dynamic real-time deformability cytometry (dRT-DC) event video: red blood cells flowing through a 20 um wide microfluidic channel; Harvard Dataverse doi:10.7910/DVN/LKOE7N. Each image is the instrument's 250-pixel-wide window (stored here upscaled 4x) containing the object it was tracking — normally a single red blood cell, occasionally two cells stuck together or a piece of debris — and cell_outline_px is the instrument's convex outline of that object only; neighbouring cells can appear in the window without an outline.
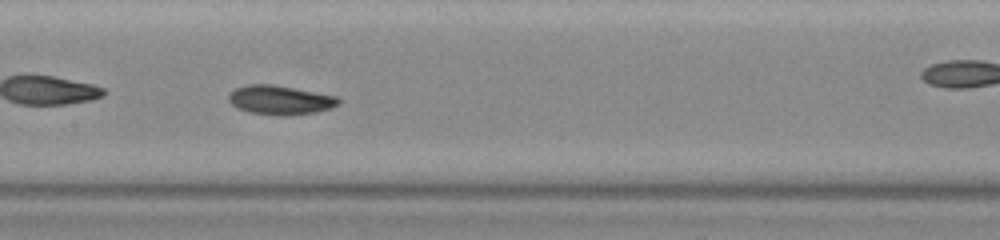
{"species": "common noctule bat (a hibernating species)", "species_latin": "Nyctalus noctula", "temperature_condition": "warm", "stored_images_in_passage": 39, "camera_frame_rate_fps": 3000, "um_per_image_px": 0.085, "animal": {"sex": "female", "body_mass_g": 23.0, "forearm_length_mm": 53.4}, "frame": {"image": 1, "passage_image": 12, "time_ms": 3.667, "image_size_px": [1000, 240], "cell_outline_px": [[340, 104], [332, 108], [316, 112], [252, 112], [236, 108], [228, 100], [228, 92], [236, 88], [248, 84], [272, 84], [340, 96]], "centroid_in_image_um": [23.83, 8.43], "position_along_channel_um": 183.6, "area_um2": 17.92}}